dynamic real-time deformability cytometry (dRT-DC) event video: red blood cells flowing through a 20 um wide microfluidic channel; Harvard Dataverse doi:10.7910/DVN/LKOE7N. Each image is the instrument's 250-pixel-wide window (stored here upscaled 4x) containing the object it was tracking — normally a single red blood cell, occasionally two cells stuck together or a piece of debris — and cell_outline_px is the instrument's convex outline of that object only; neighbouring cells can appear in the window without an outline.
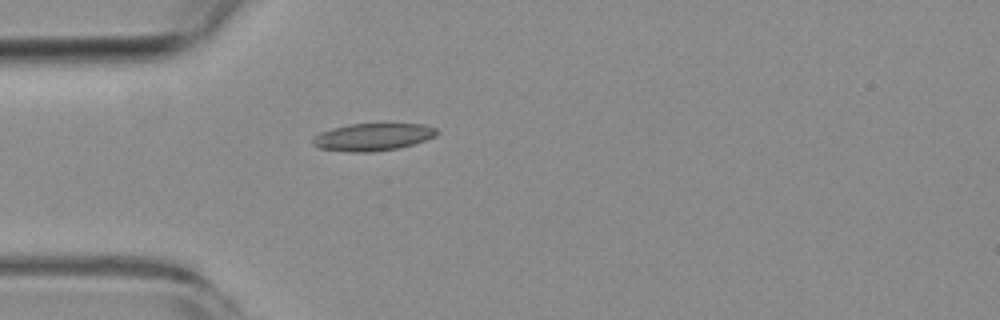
{"species": "common noctule bat (a hibernating species)", "species_latin": "Nyctalus noctula", "temperature_condition": "room temperature", "stored_images_in_passage": 2, "camera_frame_rate_fps": 3000, "um_per_image_px": 0.085, "animal": {"sex": "female", "body_mass_g": 19.3, "forearm_length_mm": 54.1}, "frame": {"image": 1, "passage_image": 2, "time_ms": 1.333, "image_size_px": [1000, 320], "cell_outline_px": [[440, 132], [436, 136], [400, 148], [372, 152], [348, 152], [320, 148], [312, 144], [312, 140], [320, 132], [332, 128], [348, 124], [424, 124], [436, 128]], "centroid_in_image_um": [31.7, 11.64], "position_along_channel_um": 53.3, "area_um2": 19.83}}